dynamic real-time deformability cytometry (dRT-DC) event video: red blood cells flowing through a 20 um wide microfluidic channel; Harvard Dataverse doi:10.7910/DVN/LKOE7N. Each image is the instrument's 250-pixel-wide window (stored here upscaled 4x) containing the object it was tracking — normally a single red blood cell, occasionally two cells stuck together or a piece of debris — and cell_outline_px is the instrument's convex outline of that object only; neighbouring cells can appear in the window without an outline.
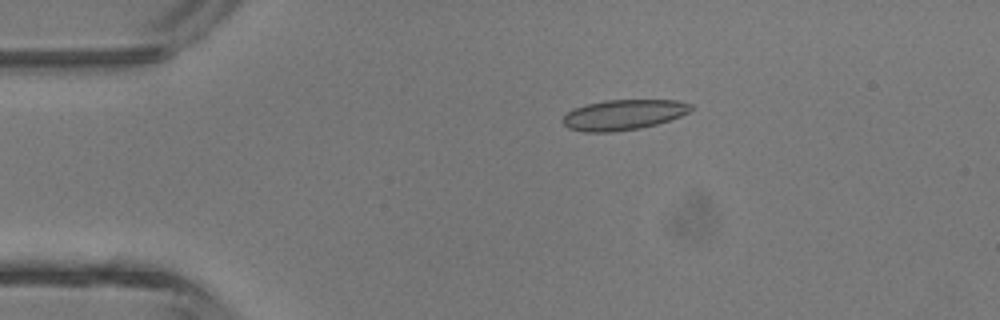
{"species": "common noctule bat (a hibernating species)", "species_latin": "Nyctalus noctula", "temperature_condition": "room temperature", "stored_images_in_passage": 4, "camera_frame_rate_fps": 3000, "um_per_image_px": 0.085, "animal": {"sex": "male", "body_mass_g": 13.3}, "frame": {"image": 1, "passage_image": 3, "time_ms": 2.333, "image_size_px": [1000, 320], "cell_outline_px": [[692, 108], [688, 112], [680, 116], [656, 124], [640, 128], [612, 132], [584, 132], [568, 128], [564, 124], [564, 116], [572, 108], [604, 100], [676, 100], [692, 104]], "centroid_in_image_um": [52.98, 9.75], "position_along_channel_um": 32.0, "area_um2": 22.48}}